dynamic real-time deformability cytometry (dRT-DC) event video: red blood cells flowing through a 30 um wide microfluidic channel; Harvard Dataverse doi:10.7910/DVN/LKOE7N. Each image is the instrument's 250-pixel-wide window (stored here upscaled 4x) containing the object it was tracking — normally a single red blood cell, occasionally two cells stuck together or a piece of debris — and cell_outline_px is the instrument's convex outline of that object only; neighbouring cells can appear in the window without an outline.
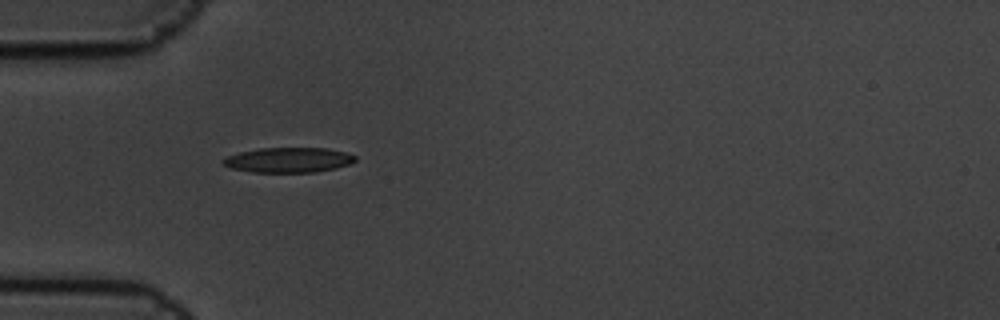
{"species": "common noctule bat (a hibernating species)", "species_latin": "Nyctalus noctula", "temperature_condition": "cold", "stored_images_in_passage": 1, "camera_frame_rate_fps": 3000, "um_per_image_px": 0.085, "animal": {"sex": "male", "body_mass_g": 19.5, "forearm_length_mm": 54.6}, "frame": {"image": 1, "passage_image": 1, "time_ms": 0.0, "image_size_px": [1000, 320], "cell_outline_px": [[356, 160], [348, 164], [336, 168], [316, 172], [252, 172], [232, 168], [224, 164], [220, 160], [228, 156], [240, 152], [260, 148], [324, 148], [344, 152], [356, 156]], "centroid_in_image_um": [24.51, 13.6], "position_along_channel_um": 60.5, "area_um2": 19.07}}